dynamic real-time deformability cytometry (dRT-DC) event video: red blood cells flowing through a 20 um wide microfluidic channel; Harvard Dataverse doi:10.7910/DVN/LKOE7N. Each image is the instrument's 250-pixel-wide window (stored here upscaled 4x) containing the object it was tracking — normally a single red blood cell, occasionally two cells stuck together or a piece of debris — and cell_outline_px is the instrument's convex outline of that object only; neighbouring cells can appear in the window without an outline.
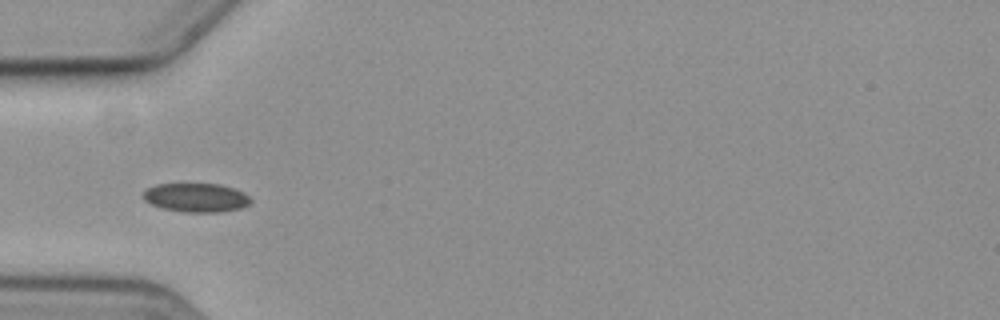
{"species": "common noctule bat (a hibernating species)", "species_latin": "Nyctalus noctula", "temperature_condition": "cold", "stored_images_in_passage": 8, "camera_frame_rate_fps": 3000, "um_per_image_px": 0.085, "animal": {"sex": "female", "body_mass_g": 19.3, "forearm_length_mm": 54.1}, "frame": {"image": 1, "passage_image": 4, "time_ms": 4.667, "image_size_px": [1000, 320], "cell_outline_px": [[252, 200], [248, 204], [240, 208], [220, 212], [184, 212], [160, 208], [144, 200], [140, 196], [148, 188], [156, 184], [220, 184], [244, 192]], "centroid_in_image_um": [16.64, 16.8], "position_along_channel_um": 68.4, "area_um2": 18.09}}
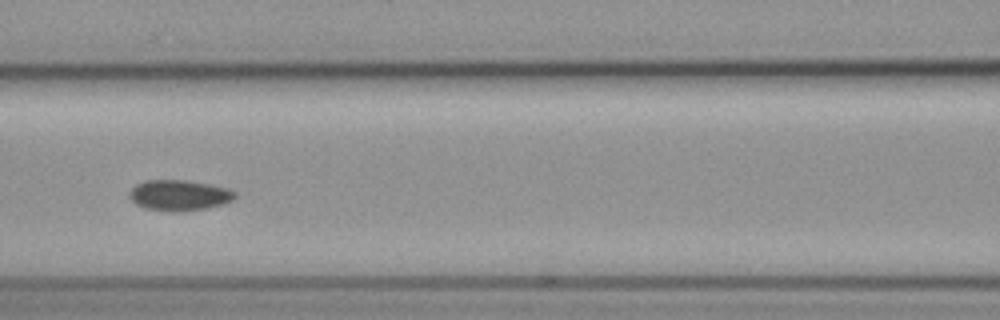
{"frame": {"image": 2, "passage_image": 6, "time_ms": 7.0, "image_size_px": [1000, 320], "cell_outline_px": [[236, 196], [232, 200], [224, 204], [204, 208], [180, 212], [168, 212], [144, 208], [136, 204], [128, 196], [128, 192], [136, 184], [144, 180], [184, 180], [208, 184], [228, 188], [236, 192]], "centroid_in_image_um": [15.2, 16.6], "position_along_channel_um": 151.4, "area_um2": 19.02}}
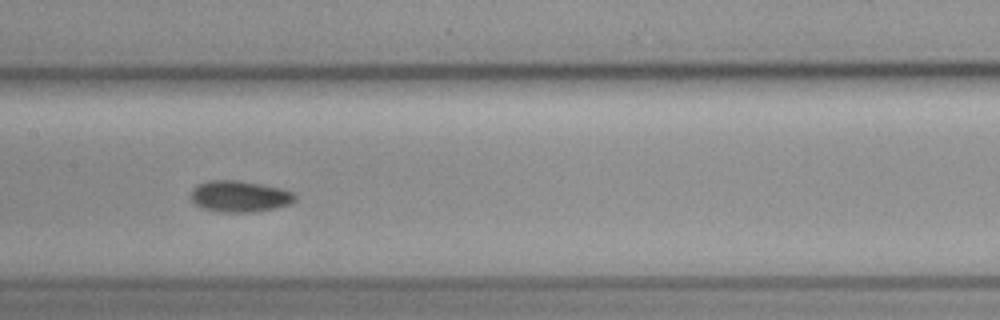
{"frame": {"image": 3, "passage_image": 7, "time_ms": 8.0, "image_size_px": [1000, 320], "cell_outline_px": [[296, 200], [292, 204], [276, 208], [256, 212], [220, 212], [200, 208], [188, 196], [192, 188], [208, 180], [236, 180], [260, 184], [280, 188], [292, 192], [296, 196]], "centroid_in_image_um": [20.35, 16.7], "position_along_channel_um": 187.0, "area_um2": 19.25}}